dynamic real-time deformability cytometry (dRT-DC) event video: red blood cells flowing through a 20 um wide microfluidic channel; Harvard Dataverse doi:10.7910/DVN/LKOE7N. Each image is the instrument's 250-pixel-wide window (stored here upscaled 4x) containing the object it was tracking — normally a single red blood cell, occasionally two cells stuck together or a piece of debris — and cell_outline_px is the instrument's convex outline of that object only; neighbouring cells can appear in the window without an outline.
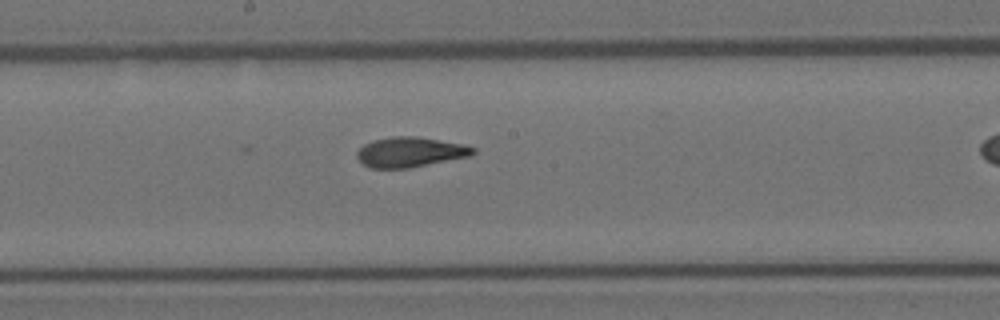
{"species": "Egyptian fruit bat (a non-hibernating species)", "species_latin": "Rousettus aegyptiacus", "temperature_condition": "room temperature", "stored_images_in_passage": 7, "segment_of_instrument_passage": [1, 2], "camera_frame_rate_fps": 3000, "um_per_image_px": 0.085, "animal": {"sex": "female"}, "frame": {"image": 1, "passage_image": 6, "time_ms": 1.667, "image_size_px": [1000, 320], "cell_outline_px": [[476, 152], [468, 156], [408, 168], [372, 168], [364, 164], [356, 156], [356, 152], [364, 144], [372, 140], [392, 136], [416, 136], [464, 144], [476, 148]], "centroid_in_image_um": [34.85, 12.91], "position_along_channel_um": 213.4, "area_um2": 20.17}}